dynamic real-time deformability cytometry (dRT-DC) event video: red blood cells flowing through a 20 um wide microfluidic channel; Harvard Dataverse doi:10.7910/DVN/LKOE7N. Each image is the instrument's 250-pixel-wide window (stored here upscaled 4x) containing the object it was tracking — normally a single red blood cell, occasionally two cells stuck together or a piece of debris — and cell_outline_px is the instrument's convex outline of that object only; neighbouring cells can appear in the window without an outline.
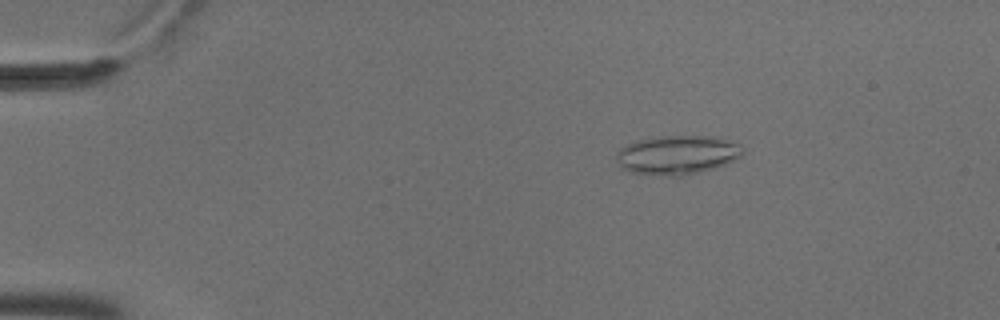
{"species": "common noctule bat (a hibernating species)", "species_latin": "Nyctalus noctula", "temperature_condition": "cold", "stored_images_in_passage": 5, "camera_frame_rate_fps": 3000, "um_per_image_px": 0.085, "animal": {"sex": "male", "body_mass_g": 18.8}, "frame": {"image": 1, "passage_image": 2, "time_ms": 0.333, "image_size_px": [1000, 320], "cell_outline_px": [[744, 152], [740, 156], [724, 164], [712, 168], [680, 176], [672, 176], [632, 172], [624, 168], [620, 164], [616, 156], [616, 152], [624, 144], [636, 140], [660, 136], [712, 136], [728, 140], [740, 144], [744, 148]], "centroid_in_image_um": [57.56, 13.14], "position_along_channel_um": 27.4, "area_um2": 28.44}}